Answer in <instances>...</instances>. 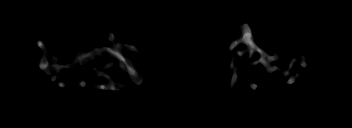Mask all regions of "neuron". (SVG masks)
<instances>
[{
	"label": "neuron",
	"instance_id": "obj_1",
	"mask_svg": "<svg viewBox=\"0 0 352 128\" xmlns=\"http://www.w3.org/2000/svg\"><path fill=\"white\" fill-rule=\"evenodd\" d=\"M239 28L241 29V37L236 38L235 41L233 43H231L230 48H229L230 53L240 43L246 44L247 51L249 52V58H251V55H253L254 53H258L261 56V58L258 61L252 62L253 65H256L258 63L263 64V66L266 68L265 71L267 73L280 71L282 74H284L285 76L288 77V80H287L288 84L295 82L296 79L299 77V74H300L299 69H305L307 67V64L304 61V58H305L304 56H301L299 67H297V72L295 73V76H290V74L288 72L282 71L281 68H279L278 66L268 67L269 61H277L280 58L279 54L275 53V55L272 56V55L264 52L262 49H260L258 47V45L253 40V36L251 34V28L248 23L242 24L241 26H239ZM108 38H109V40L113 41V44H114L113 48H111V46H101L99 49H96L95 47H93L91 49V51H88V52L76 51V53H75L76 59H74L72 62H68L65 65L57 64V62L59 61V58L49 54V49L44 46L45 39H41V40L37 41L38 48L43 52V56H42L40 64H39V69L41 71L47 73L48 75H51L54 72V75L51 78V82H52V84H55L54 82L56 81V78H57V76H55V75L57 73H59L63 68L77 67L76 64H77V62H79V63H81V66H79L78 70H79L80 75L82 77H81V80H79L77 82V85L81 88L87 87L88 83L85 80V76L88 74L87 69L89 68V70H95L96 66H95L94 60L96 58V55L101 56V53L105 52V56H104V54H102L104 59H106V62L102 66L103 69H108V68H113V67H116V69H119V70L122 69L128 74V76L130 78L133 79L135 85L140 86L143 81V78L141 77V75H139L138 69L134 66L133 61L127 59V57H123L120 55V53L123 52L124 48H125V52L132 50L134 53L140 54L138 51V48L135 47L134 45L127 44L123 40L116 39L114 37L112 31H110ZM236 52L239 56L244 55L243 50H237ZM112 56L118 60V64L114 65L113 63H111L109 61L110 57H112ZM231 60L232 61H231L230 69L233 70V76H232V80H231L232 82L229 86L230 90H232L234 88V84L236 83V80H237V73L234 72V69L237 67L236 59L233 56ZM296 62H297V57L295 55V57H293L292 60L290 61L289 67H292L293 65H295ZM88 64H93V66L87 67ZM96 71H98L97 78H99L101 76H105L107 78V82L101 83V84L95 83L94 89H98V90L111 89V90H115L117 92H123V90L127 89V85L124 84V82L116 83L114 81H111L109 74H106L104 72H100V70H97V69H96ZM58 86L61 88H66L69 91H71L70 87L69 88L66 87V85H64L62 82L58 83ZM250 87L253 90L257 89V85L255 83H251ZM257 101L259 103H262L264 101V99H263V97H260L257 99Z\"/></svg>",
	"mask_w": 352,
	"mask_h": 128
}]
</instances>
